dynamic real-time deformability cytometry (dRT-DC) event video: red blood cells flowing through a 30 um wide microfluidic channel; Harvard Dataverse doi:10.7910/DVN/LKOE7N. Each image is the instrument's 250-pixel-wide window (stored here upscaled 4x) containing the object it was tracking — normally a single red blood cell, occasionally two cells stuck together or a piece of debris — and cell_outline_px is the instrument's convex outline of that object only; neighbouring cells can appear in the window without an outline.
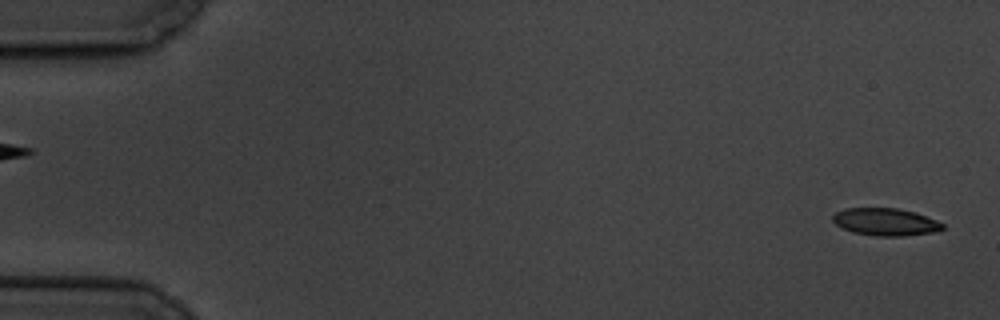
{"species": "common noctule bat (a hibernating species)", "species_latin": "Nyctalus noctula", "temperature_condition": "cold", "stored_images_in_passage": 7, "segment_of_instrument_passage": [2, 2], "camera_frame_rate_fps": 3000, "um_per_image_px": 0.085, "animal": {"sex": "male", "body_mass_g": 19.5, "forearm_length_mm": 54.6}, "frame": {"image": 1, "passage_image": 7, "time_ms": 6.667, "image_size_px": [1000, 320], "cell_outline_px": [[944, 228], [932, 232], [904, 236], [876, 236], [852, 232], [836, 224], [832, 220], [832, 216], [836, 212], [844, 208], [896, 208], [916, 212], [936, 220], [944, 224]], "centroid_in_image_um": [75.26, 18.85], "position_along_channel_um": 9.7, "area_um2": 17.51}}